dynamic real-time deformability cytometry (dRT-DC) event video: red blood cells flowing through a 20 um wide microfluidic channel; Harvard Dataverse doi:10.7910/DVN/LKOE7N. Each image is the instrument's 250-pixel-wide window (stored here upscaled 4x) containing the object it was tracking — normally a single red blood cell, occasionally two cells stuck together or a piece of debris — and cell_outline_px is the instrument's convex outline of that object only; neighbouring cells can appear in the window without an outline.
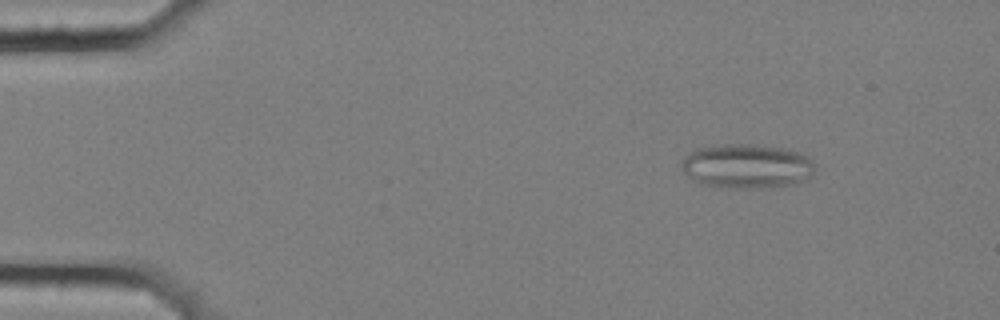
{"species": "common noctule bat (a hibernating species)", "species_latin": "Nyctalus noctula", "temperature_condition": "cold", "stored_images_in_passage": 5, "camera_frame_rate_fps": 3000, "um_per_image_px": 0.085, "animal": {"sex": "female", "body_mass_g": 25.1}, "frame": {"image": 1, "passage_image": 3, "time_ms": 0.667, "image_size_px": [1000, 320], "cell_outline_px": [[816, 168], [804, 180], [792, 184], [760, 188], [728, 188], [700, 184], [692, 180], [680, 168], [680, 164], [684, 156], [688, 152], [700, 148], [720, 144], [756, 144], [788, 148], [800, 152], [808, 156], [812, 160]], "centroid_in_image_um": [63.45, 14.11], "position_along_channel_um": 21.5, "area_um2": 34.97}}